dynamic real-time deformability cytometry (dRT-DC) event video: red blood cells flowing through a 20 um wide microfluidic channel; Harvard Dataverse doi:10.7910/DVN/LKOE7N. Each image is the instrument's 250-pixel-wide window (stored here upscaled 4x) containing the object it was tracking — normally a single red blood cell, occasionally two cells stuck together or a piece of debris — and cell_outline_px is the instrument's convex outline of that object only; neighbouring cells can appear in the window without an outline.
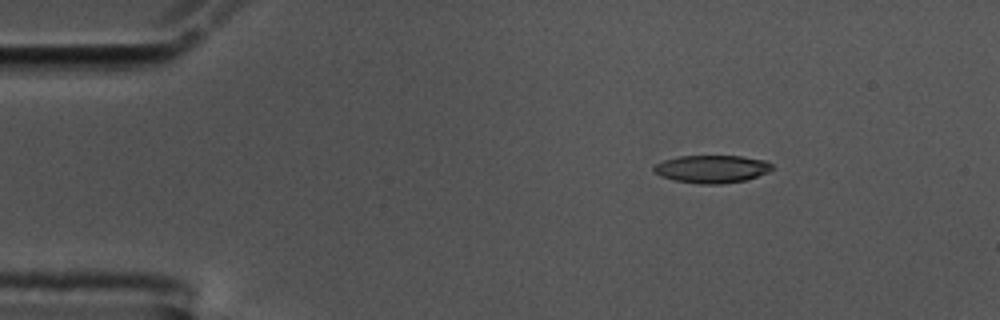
{"species": "common noctule bat (a hibernating species)", "species_latin": "Nyctalus noctula", "temperature_condition": "cold", "stored_images_in_passage": 49, "camera_frame_rate_fps": 3000, "um_per_image_px": 0.085, "animal": {"sex": "male", "body_mass_g": 17.5, "forearm_length_mm": 52.3}, "frame": {"image": 1, "passage_image": 1, "time_ms": 0.0, "image_size_px": [1000, 320], "cell_outline_px": [[772, 168], [768, 172], [744, 180], [724, 184], [700, 184], [676, 180], [660, 176], [652, 172], [652, 168], [656, 164], [664, 160], [680, 156], [740, 156], [764, 160], [772, 164]], "centroid_in_image_um": [60.47, 14.36], "position_along_channel_um": 24.5, "area_um2": 19.02}}
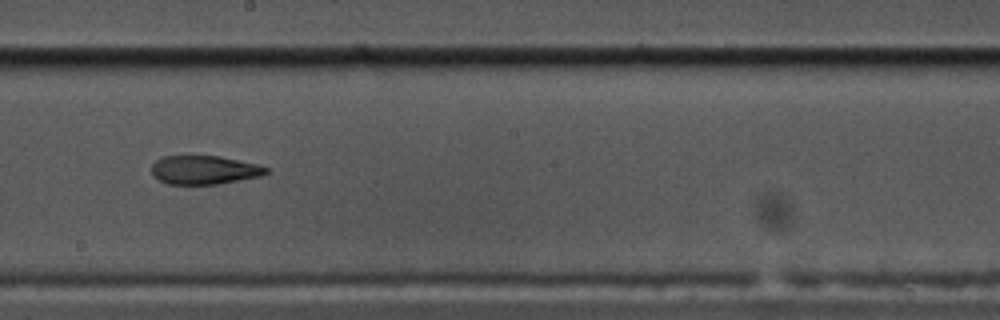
{"frame": {"image": 2, "passage_image": 24, "time_ms": 7.667, "image_size_px": [1000, 320], "cell_outline_px": [[268, 172], [260, 176], [220, 184], [168, 184], [156, 180], [152, 176], [152, 164], [156, 160], [164, 156], [220, 156], [256, 164], [268, 168]], "centroid_in_image_um": [17.32, 14.45], "position_along_channel_um": 230.9, "area_um2": 19.19}}
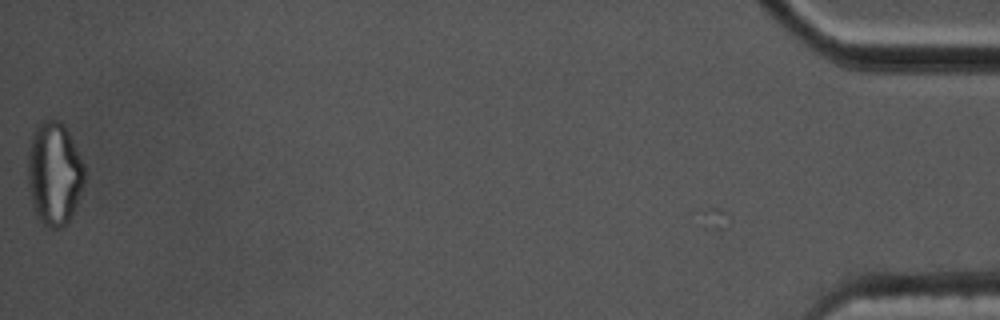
{"frame": {"image": 3, "passage_image": 49, "time_ms": 16.0, "image_size_px": [1000, 320], "cell_outline_px": [[84, 184], [68, 224], [60, 228], [48, 228], [36, 216], [32, 204], [28, 188], [28, 152], [32, 136], [40, 120], [60, 120], [64, 124], [84, 164]], "centroid_in_image_um": [4.6, 14.77], "position_along_channel_um": 430.6, "area_um2": 34.16}, "authors_computed_cell_mechanics": {"area_um2": 20.23, "velocity_mm_per_s": 3.5678, "shape_relaxation_time_tau1_ms": null, "shape_relaxation_time_tau2_ms": 4.0001, "deformation_change_tau1": null, "deformation_change_tau2": 0.1246}}